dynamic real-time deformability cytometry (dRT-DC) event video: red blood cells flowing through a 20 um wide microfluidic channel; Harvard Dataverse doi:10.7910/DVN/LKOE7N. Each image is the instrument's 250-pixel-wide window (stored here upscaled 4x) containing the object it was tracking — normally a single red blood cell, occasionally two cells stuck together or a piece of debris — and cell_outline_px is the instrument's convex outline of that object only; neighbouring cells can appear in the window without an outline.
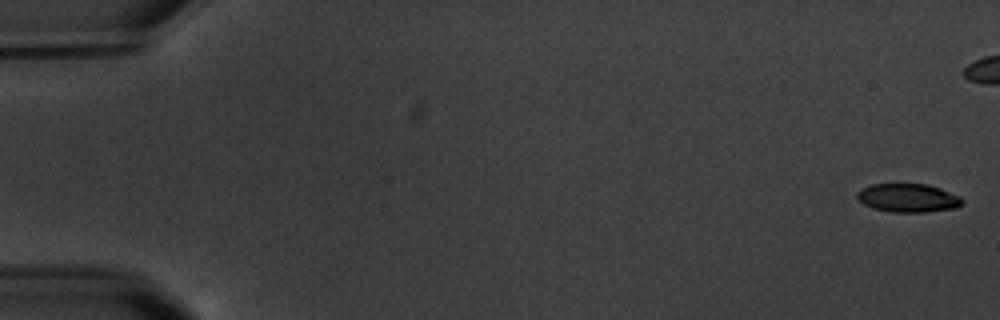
{"species": "common noctule bat (a hibernating species)", "species_latin": "Nyctalus noctula", "temperature_condition": "warm", "stored_images_in_passage": 6, "camera_frame_rate_fps": 3000, "um_per_image_px": 0.085, "animal": {"sex": "male", "body_mass_g": 20.1, "forearm_length_mm": 53.5}, "frame": {"image": 1, "passage_image": 1, "time_ms": 0.0, "image_size_px": [1000, 320], "cell_outline_px": [[964, 204], [956, 208], [924, 212], [892, 212], [872, 208], [864, 204], [856, 196], [856, 192], [860, 188], [872, 184], [928, 184], [940, 188], [960, 196], [964, 200]], "centroid_in_image_um": [77.2, 16.82], "position_along_channel_um": 7.8, "area_um2": 17.63}}
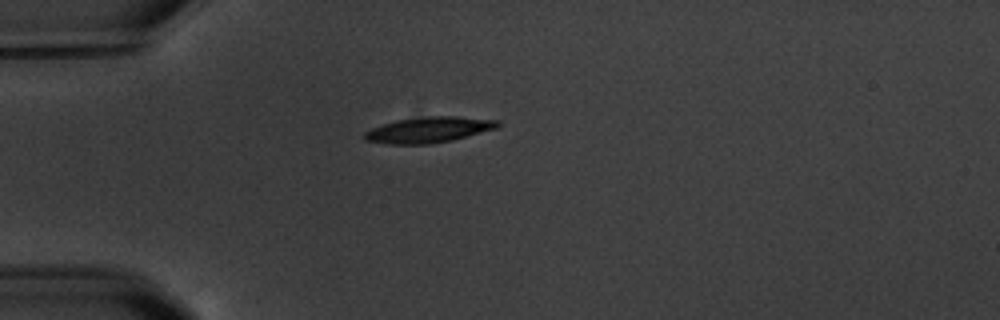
{"frame": {"image": 2, "passage_image": 6, "time_ms": 7.0, "image_size_px": [1000, 320], "cell_outline_px": [[500, 124], [496, 128], [452, 140], [428, 144], [388, 144], [364, 140], [364, 132], [372, 128], [396, 120], [428, 116], [456, 116], [500, 120]], "centroid_in_image_um": [36.44, 11.03], "position_along_channel_um": 48.6, "area_um2": 19.83}}